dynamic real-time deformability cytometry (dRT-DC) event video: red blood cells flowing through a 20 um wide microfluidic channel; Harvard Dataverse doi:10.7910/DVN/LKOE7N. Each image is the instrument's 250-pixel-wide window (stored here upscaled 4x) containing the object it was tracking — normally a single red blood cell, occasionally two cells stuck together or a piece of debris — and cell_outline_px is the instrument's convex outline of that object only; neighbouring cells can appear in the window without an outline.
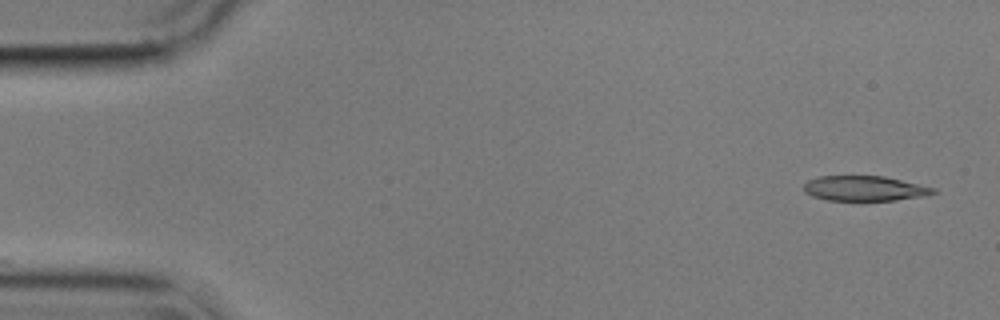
{"species": "common noctule bat (a hibernating species)", "species_latin": "Nyctalus noctula", "temperature_condition": "cold", "stored_images_in_passage": 53, "camera_frame_rate_fps": 3000, "um_per_image_px": 0.085, "animal": {"sex": "male", "body_mass_g": 17.9}, "frame": {"image": 1, "passage_image": 1, "time_ms": 0.0, "image_size_px": [1000, 320], "cell_outline_px": [[936, 192], [928, 196], [896, 200], [828, 200], [812, 196], [804, 192], [804, 184], [808, 180], [820, 176], [884, 176], [936, 188]], "centroid_in_image_um": [73.51, 16.02], "position_along_channel_um": 11.5, "area_um2": 18.9}}
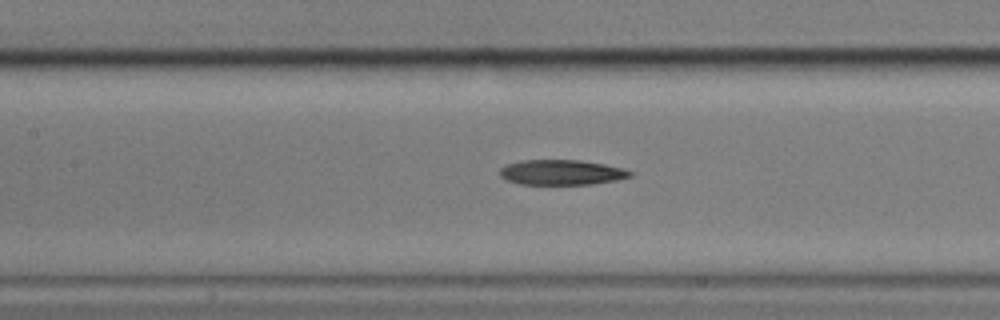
{"frame": {"image": 2, "passage_image": 23, "time_ms": 7.333, "image_size_px": [1000, 320], "cell_outline_px": [[636, 172], [632, 176], [616, 180], [592, 184], [520, 184], [508, 180], [500, 176], [500, 168], [508, 164], [520, 160], [580, 160], [604, 164]], "centroid_in_image_um": [47.75, 14.65], "position_along_channel_um": 159.7, "area_um2": 19.02}}
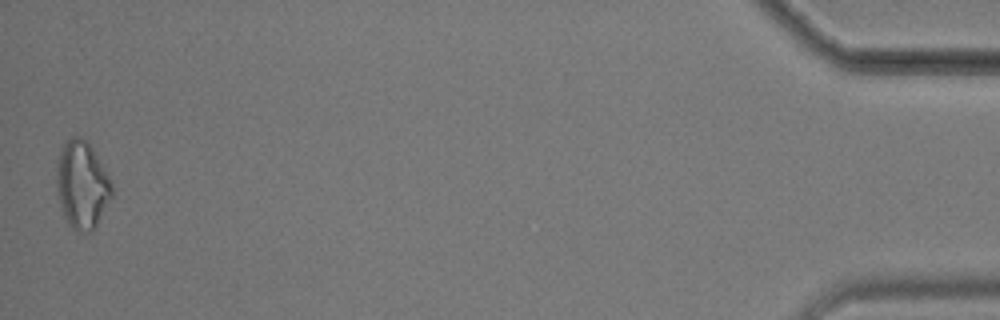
{"frame": {"image": 3, "passage_image": 53, "time_ms": 17.333, "image_size_px": [1000, 320], "cell_outline_px": [[112, 196], [96, 228], [92, 232], [76, 232], [68, 224], [64, 216], [60, 204], [56, 184], [56, 164], [60, 152], [64, 144], [72, 136], [80, 136], [92, 148], [104, 168], [112, 184]], "centroid_in_image_um": [6.97, 15.76], "position_along_channel_um": 428.2, "area_um2": 28.21}, "authors_computed_cell_mechanics": {"area_um2": 20.4034, "velocity_mm_per_s": 3.5991, "shape_relaxation_time_tau1_ms": null, "shape_relaxation_time_tau2_ms": 11.1944, "deformation_change_tau1": null, "deformation_change_tau2": 0.2898}}